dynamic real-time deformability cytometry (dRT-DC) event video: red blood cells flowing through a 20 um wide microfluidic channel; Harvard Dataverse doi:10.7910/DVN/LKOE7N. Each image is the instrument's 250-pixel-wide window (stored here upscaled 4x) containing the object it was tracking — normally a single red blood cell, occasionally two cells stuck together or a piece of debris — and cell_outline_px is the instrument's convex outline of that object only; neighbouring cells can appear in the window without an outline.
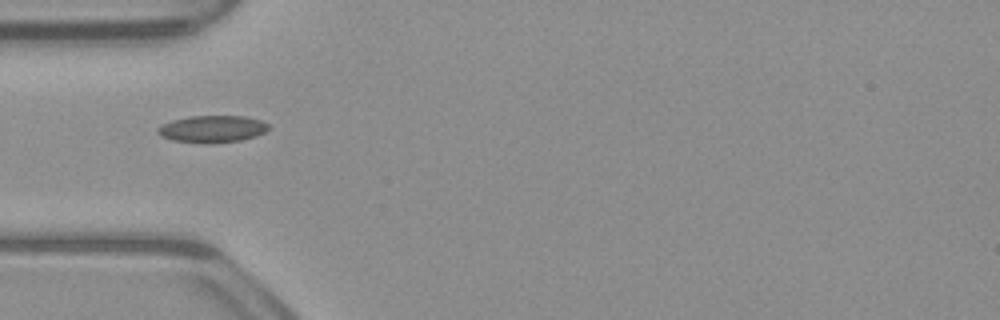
{"species": "common noctule bat (a hibernating species)", "species_latin": "Nyctalus noctula", "temperature_condition": "warm", "stored_images_in_passage": 3, "camera_frame_rate_fps": 3000, "um_per_image_px": 0.085, "animal": {"sex": "male", "body_mass_g": 23.1, "forearm_length_mm": 52.7}, "frame": {"image": 1, "passage_image": 1, "time_ms": 0.0, "image_size_px": [1000, 320], "cell_outline_px": [[268, 128], [264, 132], [256, 136], [240, 140], [212, 144], [204, 144], [172, 140], [160, 136], [156, 132], [156, 128], [172, 120], [188, 116], [244, 116], [260, 120], [268, 124]], "centroid_in_image_um": [18.0, 10.97], "position_along_channel_um": 67.0, "area_um2": 17.57}}